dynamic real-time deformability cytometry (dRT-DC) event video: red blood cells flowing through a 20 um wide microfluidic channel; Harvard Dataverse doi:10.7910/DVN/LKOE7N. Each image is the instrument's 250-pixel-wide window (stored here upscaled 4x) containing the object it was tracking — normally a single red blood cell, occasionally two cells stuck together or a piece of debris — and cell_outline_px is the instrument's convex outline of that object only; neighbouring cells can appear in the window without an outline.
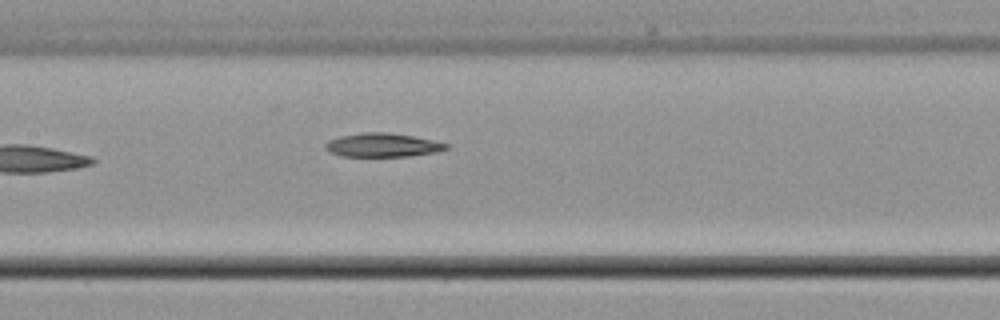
{"species": "common noctule bat (a hibernating species)", "species_latin": "Nyctalus noctula", "temperature_condition": "cold", "stored_images_in_passage": 8, "camera_frame_rate_fps": 3000, "um_per_image_px": 0.085, "animal": {"sex": "male", "body_mass_g": 21.5, "forearm_length_mm": 52.0}, "frame": {"image": 1, "passage_image": 8, "time_ms": 8.667, "image_size_px": [1000, 320], "cell_outline_px": [[448, 148], [436, 152], [412, 156], [340, 156], [328, 152], [324, 148], [324, 144], [328, 140], [340, 136], [364, 132], [388, 132], [412, 136], [432, 140], [448, 144]], "centroid_in_image_um": [32.47, 12.33], "position_along_channel_um": 174.9, "area_um2": 16.76}}